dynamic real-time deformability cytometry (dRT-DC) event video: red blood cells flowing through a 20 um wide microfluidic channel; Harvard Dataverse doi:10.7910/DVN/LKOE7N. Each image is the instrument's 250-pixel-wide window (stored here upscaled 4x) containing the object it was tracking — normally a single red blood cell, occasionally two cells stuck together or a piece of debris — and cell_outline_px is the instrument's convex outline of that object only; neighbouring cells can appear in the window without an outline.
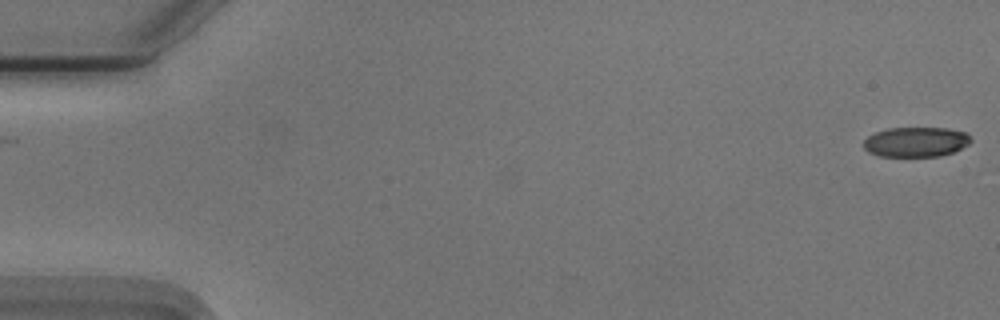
{"species": "Egyptian fruit bat (a non-hibernating species)", "species_latin": "Rousettus aegyptiacus", "temperature_condition": "cold", "stored_images_in_passage": 5, "camera_frame_rate_fps": 3000, "um_per_image_px": 0.085, "animal": {"sex": "male"}, "frame": {"image": 1, "passage_image": 1, "time_ms": 0.0, "image_size_px": [1000, 320], "cell_outline_px": [[972, 140], [968, 144], [952, 152], [940, 156], [880, 156], [868, 152], [864, 148], [864, 140], [868, 136], [876, 132], [888, 128], [944, 128], [964, 132]], "centroid_in_image_um": [77.82, 12.06], "position_along_channel_um": 7.2, "area_um2": 18.44}}